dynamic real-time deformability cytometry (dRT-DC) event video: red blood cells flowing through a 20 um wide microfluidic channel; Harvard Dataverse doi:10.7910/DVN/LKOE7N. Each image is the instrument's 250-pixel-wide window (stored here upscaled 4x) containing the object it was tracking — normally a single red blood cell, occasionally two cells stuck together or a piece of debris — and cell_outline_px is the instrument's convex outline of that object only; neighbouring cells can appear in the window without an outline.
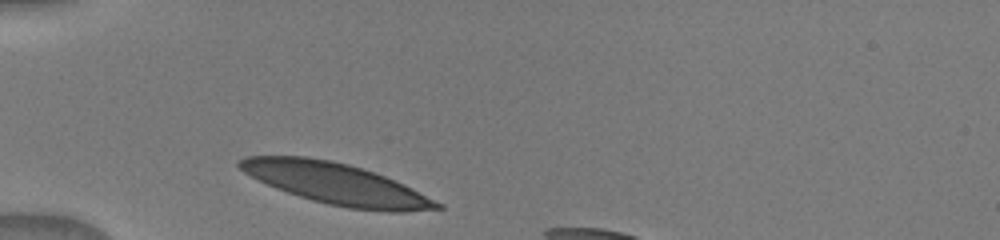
{"species": "human", "species_latin": "Homo sapiens", "temperature_condition": "warm", "stored_images_in_passage": 16, "camera_frame_rate_fps": 3000, "um_per_image_px": 0.085, "donor": {"sex": "male"}, "frame": {"image": 1, "passage_image": 1, "time_ms": 0.0, "image_size_px": [1000, 240], "cell_outline_px": [[444, 208], [404, 212], [388, 212], [348, 208], [328, 204], [312, 200], [276, 188], [244, 172], [236, 164], [236, 160], [244, 156], [308, 156], [332, 160], [348, 164], [384, 176], [404, 184], [444, 204]], "centroid_in_image_um": [28.58, 15.61], "position_along_channel_um": 56.4, "area_um2": 47.11}}
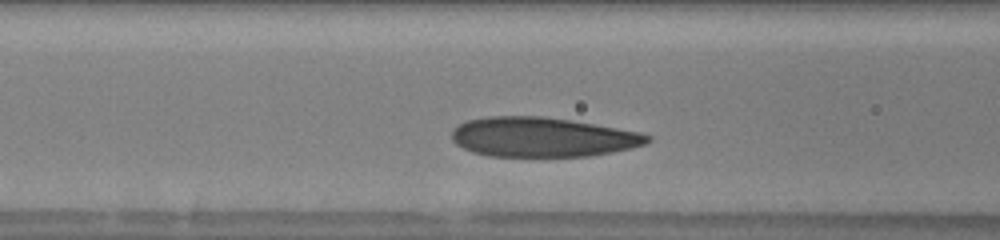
{"frame": {"image": 2, "passage_image": 5, "time_ms": 2.0, "image_size_px": [1000, 240], "cell_outline_px": [[652, 140], [648, 144], [632, 148], [612, 152], [588, 156], [488, 156], [472, 152], [456, 144], [452, 140], [452, 128], [464, 120], [488, 116], [544, 116], [640, 132], [652, 136]], "centroid_in_image_um": [46.08, 11.65], "position_along_channel_um": 120.5, "area_um2": 45.32}}